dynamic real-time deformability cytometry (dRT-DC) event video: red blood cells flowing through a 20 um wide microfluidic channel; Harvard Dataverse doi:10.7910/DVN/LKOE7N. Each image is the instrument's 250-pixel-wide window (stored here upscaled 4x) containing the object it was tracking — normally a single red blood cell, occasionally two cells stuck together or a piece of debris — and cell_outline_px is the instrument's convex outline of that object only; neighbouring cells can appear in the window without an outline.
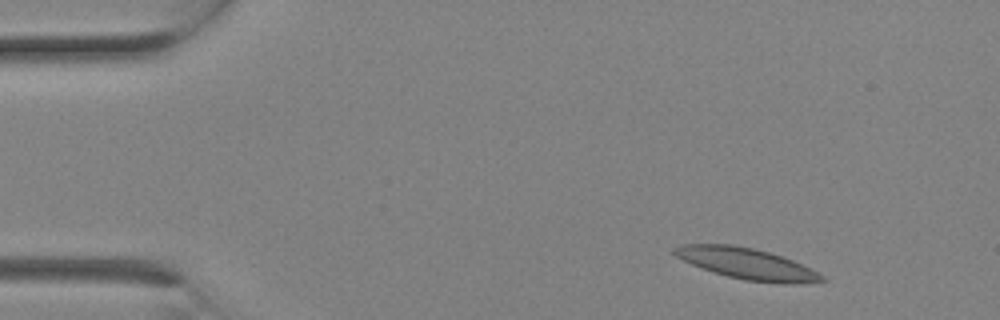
{"species": "Egyptian fruit bat (a non-hibernating species)", "species_latin": "Rousettus aegyptiacus", "temperature_condition": "room temperature", "stored_images_in_passage": 2, "segment_of_instrument_passage": [2, 2], "camera_frame_rate_fps": 3000, "um_per_image_px": 0.085, "animal": {"sex": "female"}, "frame": {"image": 1, "passage_image": 2, "time_ms": 0.333, "image_size_px": [1000, 320], "cell_outline_px": [[828, 280], [796, 284], [784, 284], [744, 280], [728, 276], [692, 264], [676, 256], [672, 252], [672, 248], [680, 244], [732, 244], [752, 248], [768, 252], [792, 260], [812, 268], [824, 276]], "centroid_in_image_um": [63.51, 22.41], "position_along_channel_um": 21.5, "area_um2": 26.59}}